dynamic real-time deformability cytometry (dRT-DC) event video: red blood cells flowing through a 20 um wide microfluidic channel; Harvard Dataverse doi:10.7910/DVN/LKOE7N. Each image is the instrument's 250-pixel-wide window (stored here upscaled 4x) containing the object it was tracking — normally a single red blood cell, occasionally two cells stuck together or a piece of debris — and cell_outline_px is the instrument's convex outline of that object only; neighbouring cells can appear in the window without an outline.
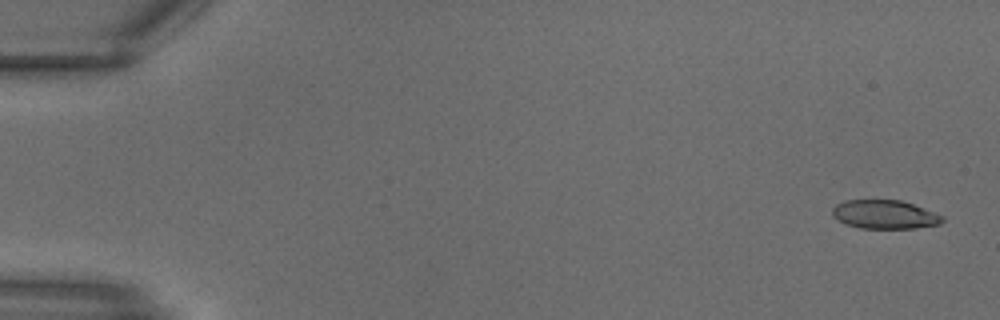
{"species": "common noctule bat (a hibernating species)", "species_latin": "Nyctalus noctula", "temperature_condition": "warm", "stored_images_in_passage": 13, "camera_frame_rate_fps": 3000, "um_per_image_px": 0.085, "animal": {"sex": "male", "body_mass_g": 18.8}, "frame": {"image": 1, "passage_image": 1, "time_ms": 0.0, "image_size_px": [1000, 320], "cell_outline_px": [[944, 220], [940, 224], [916, 228], [860, 228], [848, 224], [832, 216], [832, 208], [836, 204], [844, 200], [900, 200], [912, 204], [944, 216]], "centroid_in_image_um": [75.2, 18.23], "position_along_channel_um": 9.8, "area_um2": 18.26}}
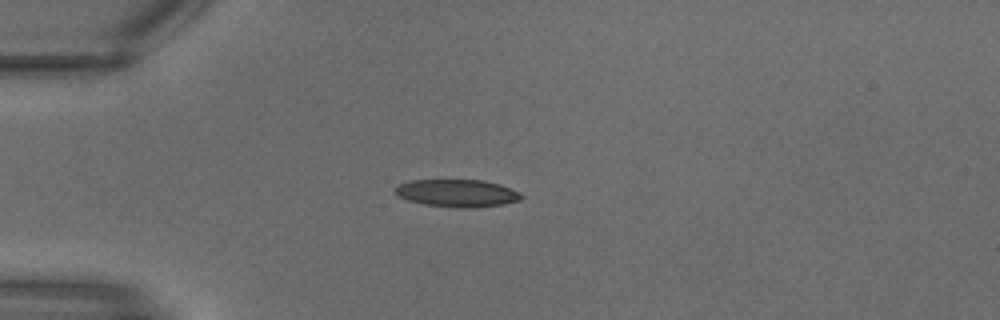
{"frame": {"image": 2, "passage_image": 8, "time_ms": 2.333, "image_size_px": [1000, 320], "cell_outline_px": [[524, 196], [520, 200], [504, 204], [472, 208], [456, 208], [424, 204], [408, 200], [392, 192], [392, 188], [396, 184], [408, 180], [484, 180], [500, 184]], "centroid_in_image_um": [38.78, 16.41], "position_along_channel_um": 46.2, "area_um2": 20.4}}
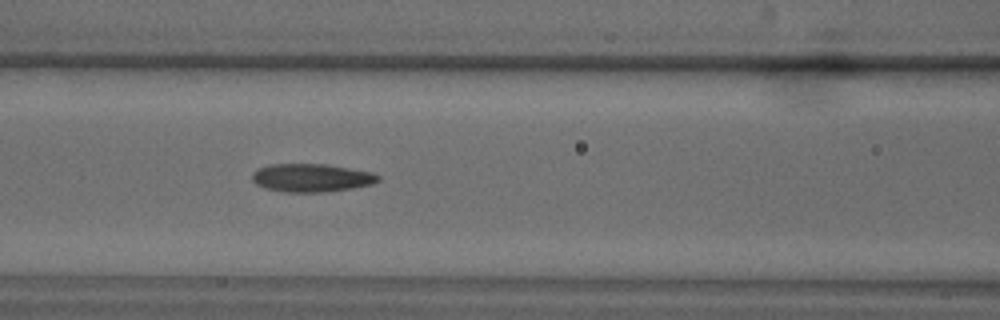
{"frame": {"image": 3, "passage_image": 13, "time_ms": 4.0, "image_size_px": [1000, 320], "cell_outline_px": [[380, 180], [372, 184], [352, 188], [324, 192], [284, 192], [264, 188], [256, 184], [252, 180], [252, 172], [256, 168], [268, 164], [324, 164], [372, 172], [380, 176]], "centroid_in_image_um": [26.43, 15.11], "position_along_channel_um": 140.2, "area_um2": 20.81}}